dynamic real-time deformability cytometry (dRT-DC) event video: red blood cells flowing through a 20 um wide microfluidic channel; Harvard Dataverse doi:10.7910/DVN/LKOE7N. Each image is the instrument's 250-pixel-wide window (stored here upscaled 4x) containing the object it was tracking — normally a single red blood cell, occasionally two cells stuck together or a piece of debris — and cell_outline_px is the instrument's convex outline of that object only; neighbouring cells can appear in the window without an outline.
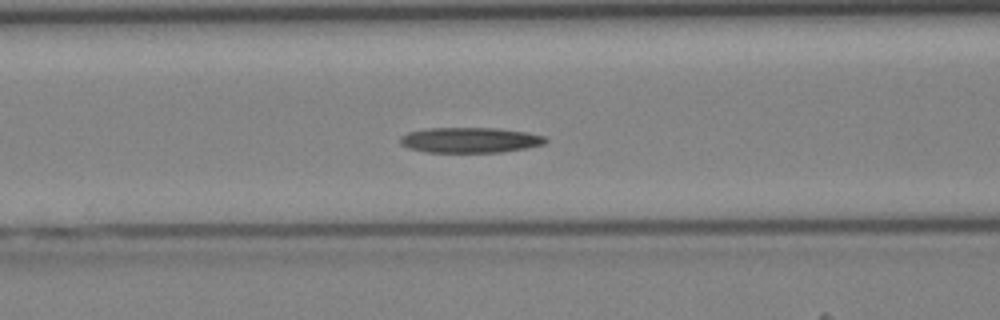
{"species": "Egyptian fruit bat (a non-hibernating species)", "species_latin": "Rousettus aegyptiacus", "temperature_condition": "cold", "stored_images_in_passage": 44, "camera_frame_rate_fps": 3000, "um_per_image_px": 0.085, "animal": {"sex": "female"}, "frame": {"image": 1, "passage_image": 18, "time_ms": 5.667, "image_size_px": [1000, 320], "cell_outline_px": [[548, 140], [544, 144], [524, 148], [500, 152], [424, 152], [408, 148], [400, 144], [400, 136], [408, 132], [428, 128], [496, 128], [528, 132], [544, 136]], "centroid_in_image_um": [39.92, 11.9], "position_along_channel_um": 126.7, "area_um2": 21.5}}
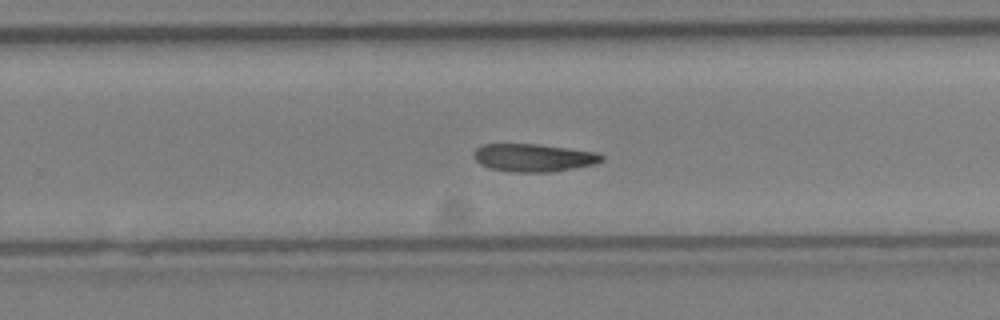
{"frame": {"image": 2, "passage_image": 28, "time_ms": 9.0, "image_size_px": [1000, 320], "cell_outline_px": [[604, 160], [592, 164], [572, 168], [548, 172], [512, 172], [488, 168], [480, 164], [476, 160], [472, 152], [480, 144], [536, 144], [600, 152], [604, 156]], "centroid_in_image_um": [45.33, 13.39], "position_along_channel_um": 284.5, "area_um2": 20.81}}
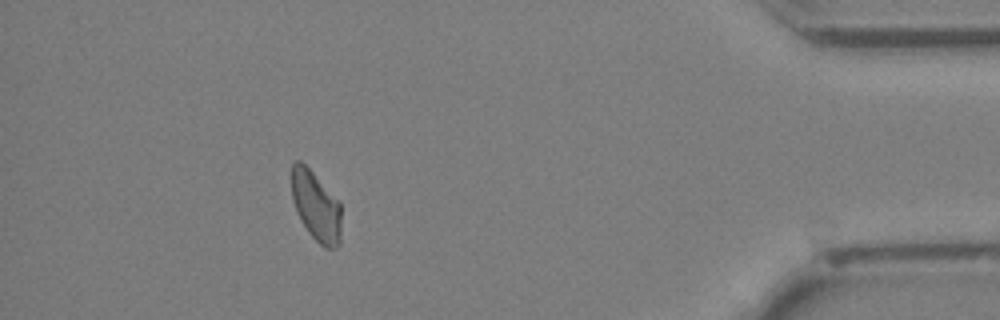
{"frame": {"image": 3, "passage_image": 39, "time_ms": 12.667, "image_size_px": [1000, 320], "cell_outline_px": [[340, 244], [336, 248], [324, 248], [308, 232], [300, 220], [296, 212], [292, 200], [292, 164], [296, 160], [300, 160], [340, 200]], "centroid_in_image_um": [26.86, 17.53], "position_along_channel_um": 408.3, "area_um2": 20.29}}